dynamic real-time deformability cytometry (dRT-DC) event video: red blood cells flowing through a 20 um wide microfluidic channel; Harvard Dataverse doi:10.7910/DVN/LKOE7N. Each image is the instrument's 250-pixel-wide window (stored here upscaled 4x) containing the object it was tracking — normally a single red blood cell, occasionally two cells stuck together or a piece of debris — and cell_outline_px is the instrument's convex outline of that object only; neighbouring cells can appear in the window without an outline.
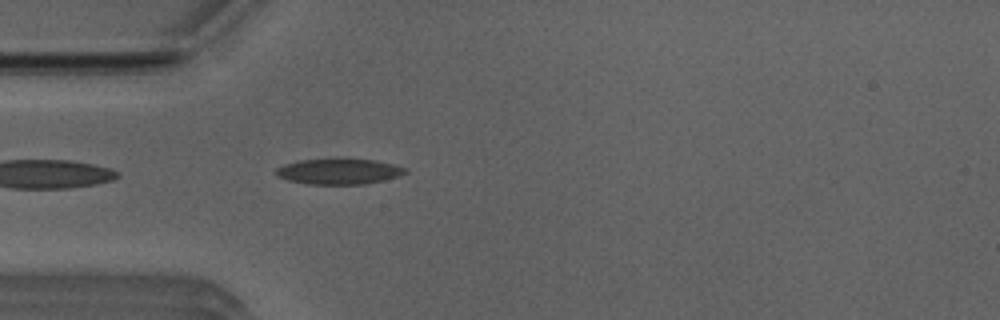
{"species": "Egyptian fruit bat (a non-hibernating species)", "species_latin": "Rousettus aegyptiacus", "temperature_condition": "room temperature", "stored_images_in_passage": 37, "camera_frame_rate_fps": 3000, "um_per_image_px": 0.085, "animal": {"sex": "male"}, "frame": {"image": 1, "passage_image": 1, "time_ms": 0.0, "image_size_px": [1000, 320], "cell_outline_px": [[408, 172], [400, 176], [384, 180], [364, 184], [308, 184], [288, 180], [276, 176], [276, 168], [284, 164], [300, 160], [336, 156], [344, 156], [376, 160], [408, 168]], "centroid_in_image_um": [28.83, 14.52], "position_along_channel_um": 56.2, "area_um2": 20.23}}
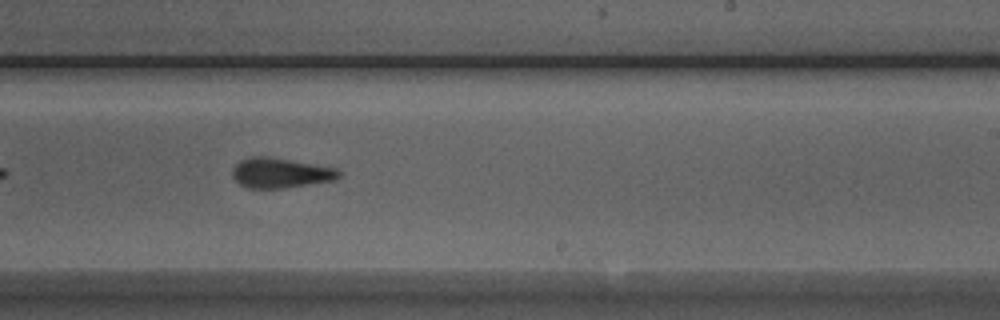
{"frame": {"image": 2, "passage_image": 17, "time_ms": 5.333, "image_size_px": [1000, 320], "cell_outline_px": [[344, 172], [336, 180], [284, 188], [248, 188], [240, 184], [232, 176], [232, 168], [240, 160], [248, 156], [268, 156], [336, 168]], "centroid_in_image_um": [23.85, 14.69], "position_along_channel_um": 265.2, "area_um2": 18.79}}
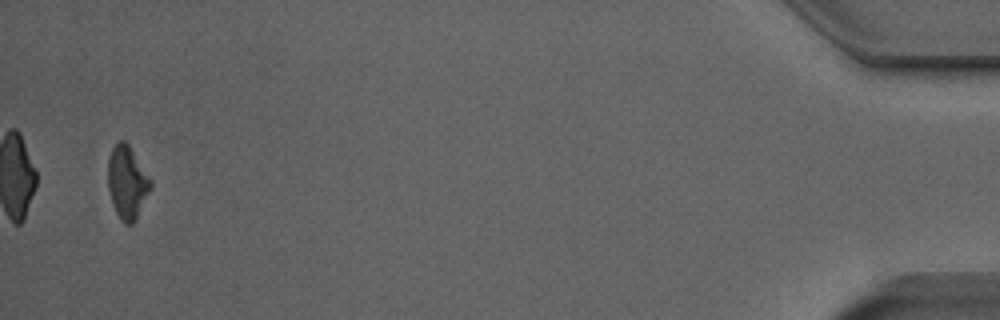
{"frame": {"image": 3, "passage_image": 36, "time_ms": 11.667, "image_size_px": [1000, 320], "cell_outline_px": [[152, 188], [132, 224], [124, 224], [120, 220], [116, 212], [108, 188], [108, 160], [112, 148], [120, 140], [124, 140], [128, 144], [152, 180]], "centroid_in_image_um": [10.82, 15.49], "position_along_channel_um": 424.4, "area_um2": 17.92}, "authors_computed_cell_mechanics": {"area_um2": 18.9006, "velocity_mm_per_s": 3.9807, "shape_relaxation_time_tau1_ms": 4.4815, "shape_relaxation_time_tau2_ms": 1.9933, "deformation_change_tau1": 0.1478, "deformation_change_tau2": 0.096}}